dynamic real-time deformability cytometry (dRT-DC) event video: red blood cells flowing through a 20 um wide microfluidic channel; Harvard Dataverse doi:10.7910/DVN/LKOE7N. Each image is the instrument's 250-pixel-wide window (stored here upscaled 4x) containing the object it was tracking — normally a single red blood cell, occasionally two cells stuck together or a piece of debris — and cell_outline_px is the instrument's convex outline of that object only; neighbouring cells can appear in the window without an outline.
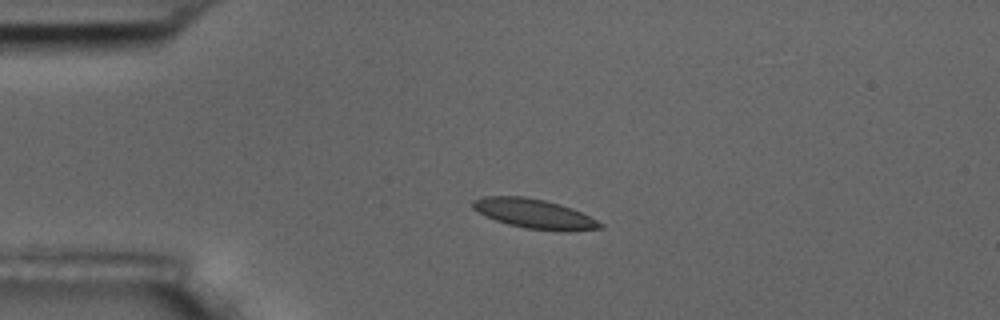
{"species": "common noctule bat (a hibernating species)", "species_latin": "Nyctalus noctula", "temperature_condition": "room temperature", "stored_images_in_passage": 2, "camera_frame_rate_fps": 3000, "um_per_image_px": 0.085, "animal": {"sex": "male", "body_mass_g": 17.5, "forearm_length_mm": 52.3}, "frame": {"image": 1, "passage_image": 1, "time_ms": 0.0, "image_size_px": [1000, 320], "cell_outline_px": [[604, 228], [568, 232], [524, 228], [508, 224], [496, 220], [472, 208], [472, 200], [484, 196], [524, 196], [544, 200], [560, 204], [572, 208], [604, 224]], "centroid_in_image_um": [45.44, 18.17], "position_along_channel_um": 39.6, "area_um2": 21.85}}